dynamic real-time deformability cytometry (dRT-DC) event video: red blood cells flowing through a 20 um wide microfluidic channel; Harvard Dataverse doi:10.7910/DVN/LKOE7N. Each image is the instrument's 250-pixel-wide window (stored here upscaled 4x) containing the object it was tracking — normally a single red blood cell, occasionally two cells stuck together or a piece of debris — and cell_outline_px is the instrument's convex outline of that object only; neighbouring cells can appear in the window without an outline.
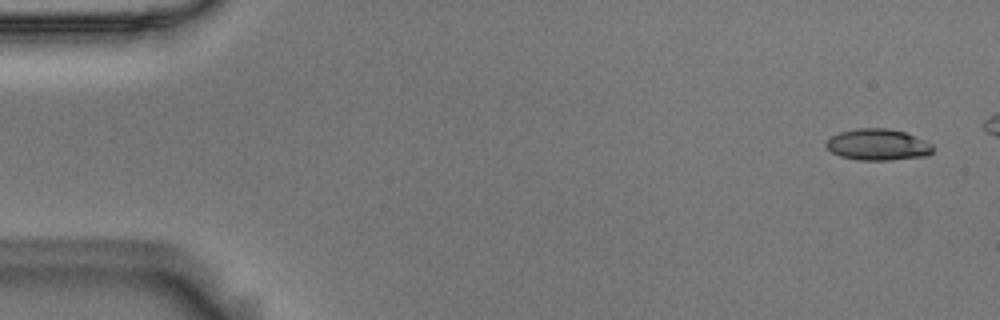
{"species": "Egyptian fruit bat (a non-hibernating species)", "species_latin": "Rousettus aegyptiacus", "temperature_condition": "room temperature", "stored_images_in_passage": 14, "camera_frame_rate_fps": 3000, "um_per_image_px": 0.085, "animal": {"sex": "male"}, "frame": {"image": 1, "passage_image": 3, "time_ms": 0.667, "image_size_px": [1000, 320], "cell_outline_px": [[936, 148], [928, 156], [888, 160], [856, 160], [840, 156], [832, 152], [824, 144], [832, 136], [840, 132], [856, 128], [888, 128], [904, 132], [924, 140], [932, 144]], "centroid_in_image_um": [74.64, 12.3], "position_along_channel_um": 10.4, "area_um2": 19.59}}